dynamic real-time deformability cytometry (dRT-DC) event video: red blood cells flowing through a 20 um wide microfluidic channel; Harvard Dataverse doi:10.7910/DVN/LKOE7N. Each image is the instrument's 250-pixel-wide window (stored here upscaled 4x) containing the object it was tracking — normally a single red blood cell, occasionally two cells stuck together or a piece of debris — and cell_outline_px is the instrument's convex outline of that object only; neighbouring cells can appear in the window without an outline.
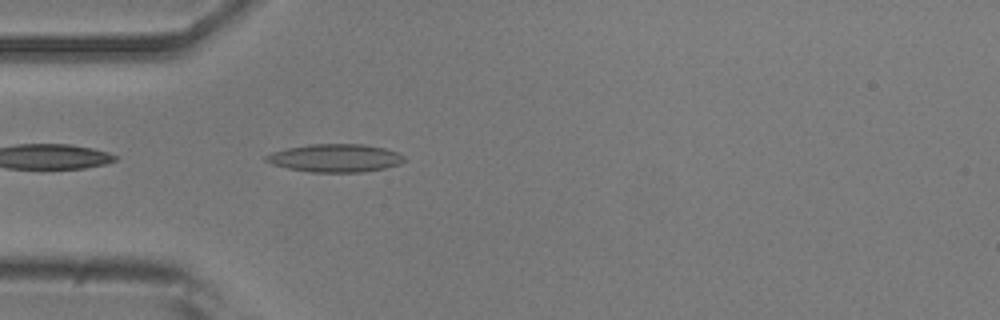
{"species": "common noctule bat (a hibernating species)", "species_latin": "Nyctalus noctula", "temperature_condition": "room temperature", "stored_images_in_passage": 37, "camera_frame_rate_fps": 3000, "um_per_image_px": 0.085, "animal": {"sex": "male", "body_mass_g": 20.5, "forearm_length_mm": 52.5}, "frame": {"image": 1, "passage_image": 2, "time_ms": 0.333, "image_size_px": [1000, 320], "cell_outline_px": [[404, 160], [400, 164], [384, 168], [364, 172], [312, 172], [288, 168], [272, 164], [264, 160], [264, 156], [272, 152], [288, 148], [308, 144], [364, 144], [384, 148], [396, 152], [404, 156]], "centroid_in_image_um": [28.48, 13.43], "position_along_channel_um": 56.5, "area_um2": 22.48}}
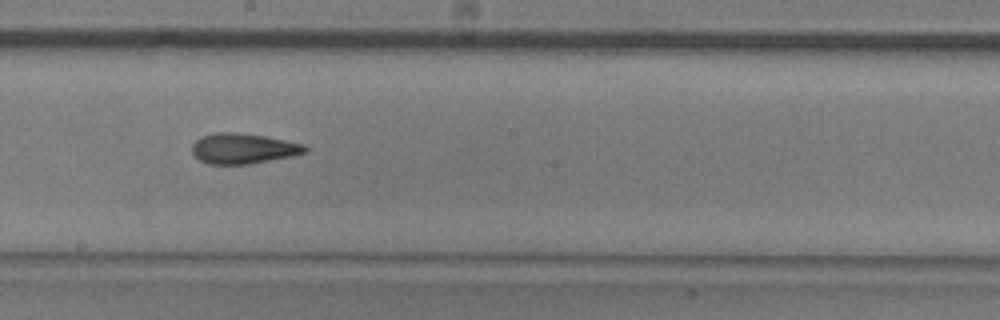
{"frame": {"image": 2, "passage_image": 16, "time_ms": 5.0, "image_size_px": [1000, 320], "cell_outline_px": [[308, 152], [292, 156], [248, 164], [208, 164], [200, 160], [192, 152], [192, 144], [200, 136], [216, 132], [236, 132], [264, 136], [304, 144], [308, 148]], "centroid_in_image_um": [20.66, 12.62], "position_along_channel_um": 227.5, "area_um2": 20.0}}
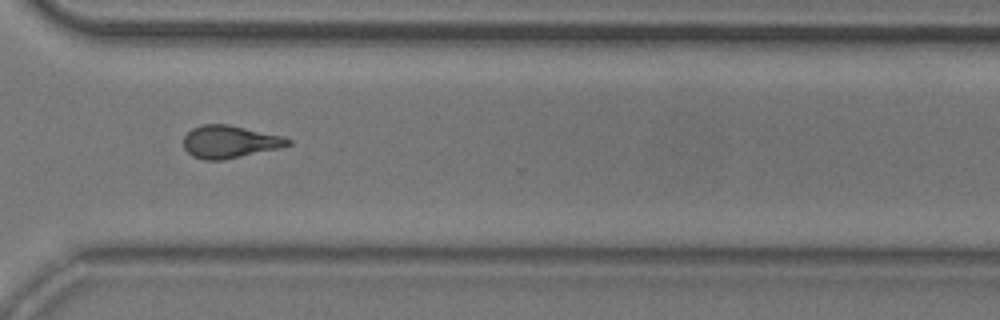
{"frame": {"image": 3, "passage_image": 26, "time_ms": 8.333, "image_size_px": [1000, 320], "cell_outline_px": [[292, 144], [276, 148], [240, 156], [220, 160], [204, 160], [192, 156], [184, 148], [184, 136], [192, 128], [200, 124], [228, 124], [280, 136], [292, 140]], "centroid_in_image_um": [19.46, 12.04], "position_along_channel_um": 351.1, "area_um2": 19.42}, "authors_computed_cell_mechanics": {"area_um2": 19.5942, "velocity_mm_per_s": 3.7205, "shape_relaxation_time_tau1_ms": 9.4416, "shape_relaxation_time_tau2_ms": 3.1503, "deformation_change_tau1": 0.2435, "deformation_change_tau2": 0.1277}}